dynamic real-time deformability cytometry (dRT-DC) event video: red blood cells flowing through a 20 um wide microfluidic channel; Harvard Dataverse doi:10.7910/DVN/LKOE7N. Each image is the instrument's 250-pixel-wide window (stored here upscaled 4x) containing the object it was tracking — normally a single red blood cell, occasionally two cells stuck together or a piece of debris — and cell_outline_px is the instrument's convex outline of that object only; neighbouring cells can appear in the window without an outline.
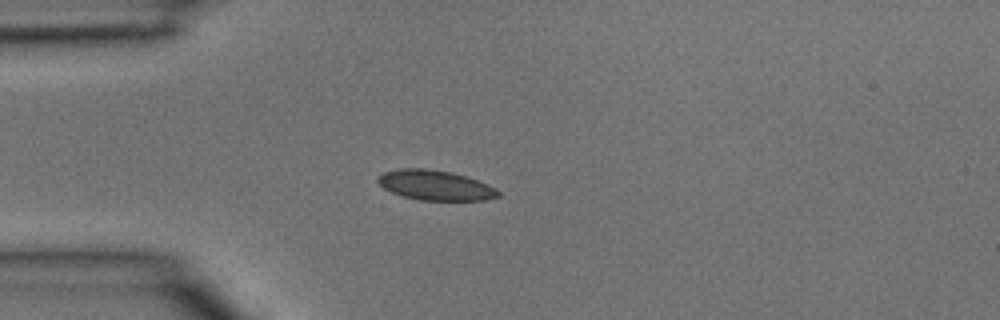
{"species": "common noctule bat (a hibernating species)", "species_latin": "Nyctalus noctula", "temperature_condition": "room temperature", "stored_images_in_passage": 1, "camera_frame_rate_fps": 3000, "um_per_image_px": 0.085, "animal": {"sex": "male", "body_mass_g": 15.6}, "frame": {"image": 1, "passage_image": 1, "time_ms": 0.0, "image_size_px": [1000, 320], "cell_outline_px": [[500, 196], [484, 200], [420, 200], [404, 196], [392, 192], [384, 188], [376, 180], [376, 176], [384, 172], [400, 168], [428, 168], [452, 172], [468, 176], [496, 188], [500, 192]], "centroid_in_image_um": [37.0, 15.73], "position_along_channel_um": 48.0, "area_um2": 21.1}}